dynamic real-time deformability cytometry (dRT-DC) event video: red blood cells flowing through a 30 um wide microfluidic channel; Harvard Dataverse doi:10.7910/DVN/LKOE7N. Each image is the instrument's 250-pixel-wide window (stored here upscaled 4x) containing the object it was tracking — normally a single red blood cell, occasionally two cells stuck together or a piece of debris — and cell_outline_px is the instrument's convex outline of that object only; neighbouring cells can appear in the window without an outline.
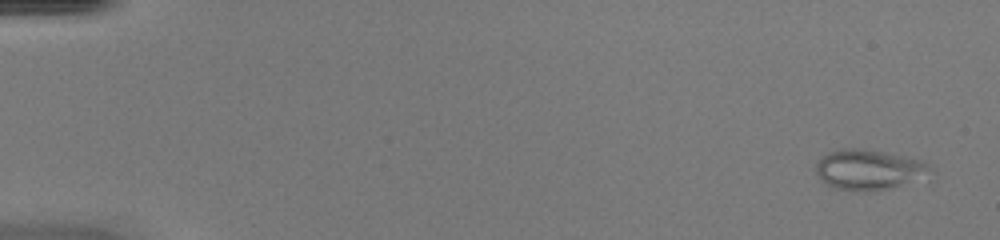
{"species": "common noctule bat (a hibernating species)", "species_latin": "Nyctalus noctula", "temperature_condition": "warm", "stored_images_in_passage": 48, "camera_frame_rate_fps": 3000, "um_per_image_px": 0.085, "animal": {"sex": "female", "body_mass_g": 20.0, "forearm_length_mm": 54.0}, "frame": {"image": 1, "passage_image": 2, "time_ms": 0.333, "image_size_px": [1000, 240], "cell_outline_px": [[932, 168], [928, 180], [888, 188], [836, 188], [820, 180], [816, 176], [816, 164], [828, 152], [840, 148], [864, 148], [904, 156], [920, 160], [928, 164]], "centroid_in_image_um": [73.93, 14.38], "position_along_channel_um": 11.1, "area_um2": 26.53}}
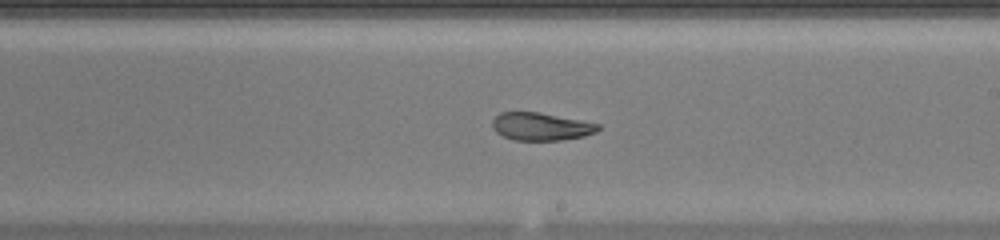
{"frame": {"image": 2, "passage_image": 29, "time_ms": 9.333, "image_size_px": [1000, 240], "cell_outline_px": [[600, 128], [596, 132], [584, 136], [560, 140], [512, 140], [496, 132], [492, 128], [492, 120], [500, 112], [540, 112], [600, 124]], "centroid_in_image_um": [45.97, 10.75], "position_along_channel_um": 243.0, "area_um2": 17.11}}
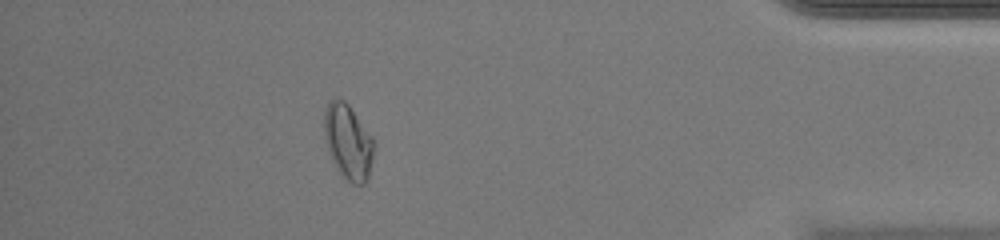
{"frame": {"image": 3, "passage_image": 43, "time_ms": 14.0, "image_size_px": [1000, 240], "cell_outline_px": [[376, 144], [368, 180], [364, 184], [352, 184], [336, 168], [328, 152], [324, 140], [324, 108], [328, 100], [344, 100], [348, 104], [372, 136]], "centroid_in_image_um": [29.59, 12.06], "position_along_channel_um": 405.6, "area_um2": 22.02}, "authors_computed_cell_mechanics": {"area_um2": 21.675, "velocity_mm_per_s": 4.3507, "shape_relaxation_time_tau1_ms": null, "shape_relaxation_time_tau2_ms": 1.706, "deformation_change_tau1": null, "deformation_change_tau2": 0.065}}